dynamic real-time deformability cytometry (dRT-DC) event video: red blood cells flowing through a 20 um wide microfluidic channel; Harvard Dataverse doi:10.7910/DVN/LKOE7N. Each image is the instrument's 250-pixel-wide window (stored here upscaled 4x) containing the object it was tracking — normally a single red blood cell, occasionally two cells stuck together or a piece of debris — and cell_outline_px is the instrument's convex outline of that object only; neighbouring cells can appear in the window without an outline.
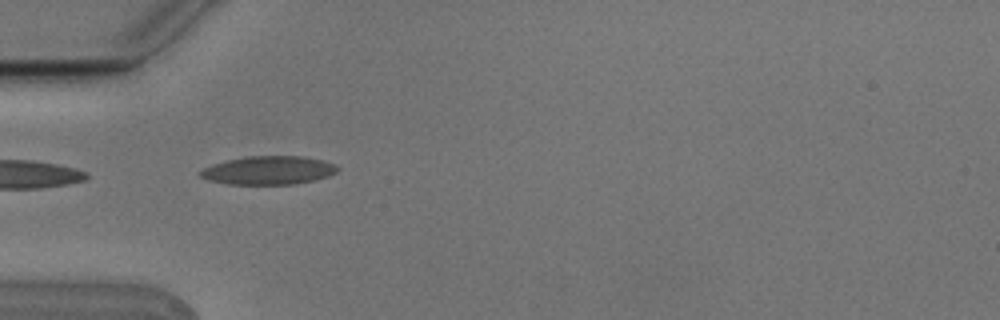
{"species": "Egyptian fruit bat (a non-hibernating species)", "species_latin": "Rousettus aegyptiacus", "temperature_condition": "cold", "stored_images_in_passage": 2, "camera_frame_rate_fps": 3000, "um_per_image_px": 0.085, "animal": {"sex": "male"}, "frame": {"image": 1, "passage_image": 1, "time_ms": 0.0, "image_size_px": [1000, 320], "cell_outline_px": [[340, 168], [336, 172], [328, 176], [312, 180], [292, 184], [228, 184], [208, 180], [200, 176], [196, 172], [212, 164], [228, 160], [248, 156], [304, 156], [324, 160], [336, 164]], "centroid_in_image_um": [22.82, 14.47], "position_along_channel_um": 62.2, "area_um2": 22.77}}